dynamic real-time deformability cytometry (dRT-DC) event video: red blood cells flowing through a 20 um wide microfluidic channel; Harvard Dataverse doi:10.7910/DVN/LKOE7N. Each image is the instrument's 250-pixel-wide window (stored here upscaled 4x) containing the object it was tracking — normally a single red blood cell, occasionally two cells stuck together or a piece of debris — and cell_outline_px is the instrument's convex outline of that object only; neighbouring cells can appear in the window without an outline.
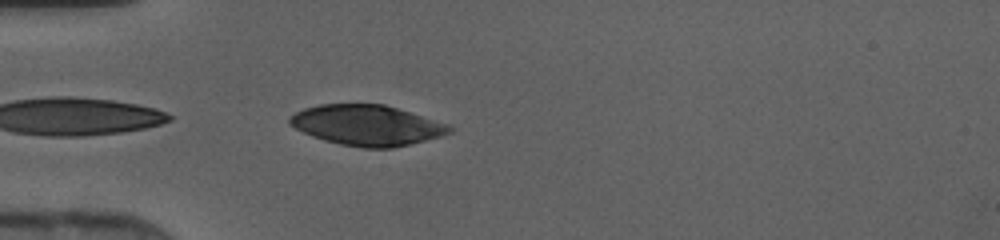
{"species": "human", "species_latin": "Homo sapiens", "temperature_condition": "cold", "stored_images_in_passage": 21, "camera_frame_rate_fps": 3000, "um_per_image_px": 0.085, "donor": {"sex": "female"}, "frame": {"image": 1, "passage_image": 1, "time_ms": 0.0, "image_size_px": [1000, 240], "cell_outline_px": [[452, 132], [440, 136], [392, 148], [364, 148], [340, 144], [324, 140], [312, 136], [288, 124], [288, 116], [304, 108], [320, 104], [384, 104], [448, 124], [452, 128]], "centroid_in_image_um": [31.15, 10.64], "position_along_channel_um": 53.8, "area_um2": 37.4}}
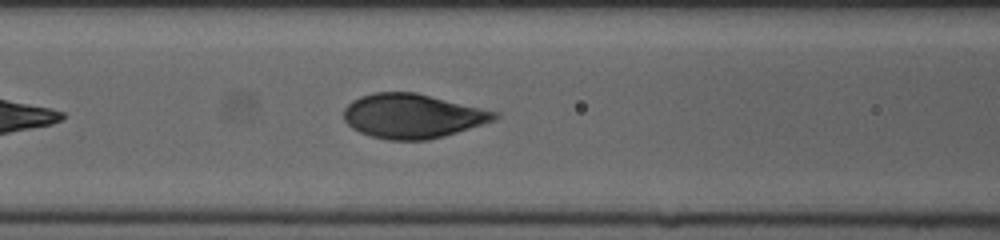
{"frame": {"image": 2, "passage_image": 7, "time_ms": 2.0, "image_size_px": [1000, 240], "cell_outline_px": [[500, 116], [496, 120], [444, 136], [428, 140], [388, 140], [372, 136], [360, 132], [352, 128], [344, 120], [344, 108], [352, 100], [360, 96], [372, 92], [416, 92], [500, 112]], "centroid_in_image_um": [35.07, 9.85], "position_along_channel_um": 131.5, "area_um2": 39.19}}
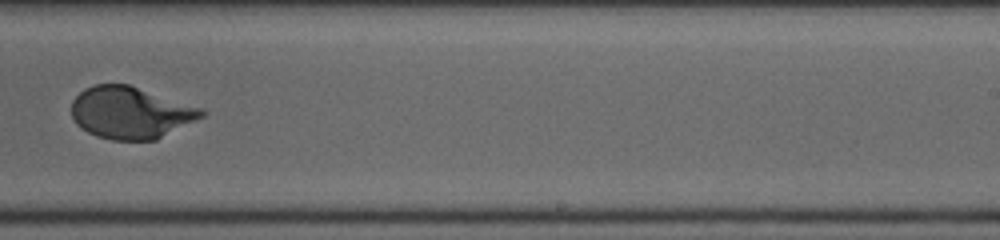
{"frame": {"image": 3, "passage_image": 17, "time_ms": 5.333, "image_size_px": [1000, 240], "cell_outline_px": [[204, 116], [156, 140], [112, 140], [96, 136], [80, 128], [76, 124], [72, 116], [72, 100], [84, 88], [96, 84], [128, 84], [204, 108]], "centroid_in_image_um": [11.09, 9.58], "position_along_channel_um": 277.9, "area_um2": 39.48}}